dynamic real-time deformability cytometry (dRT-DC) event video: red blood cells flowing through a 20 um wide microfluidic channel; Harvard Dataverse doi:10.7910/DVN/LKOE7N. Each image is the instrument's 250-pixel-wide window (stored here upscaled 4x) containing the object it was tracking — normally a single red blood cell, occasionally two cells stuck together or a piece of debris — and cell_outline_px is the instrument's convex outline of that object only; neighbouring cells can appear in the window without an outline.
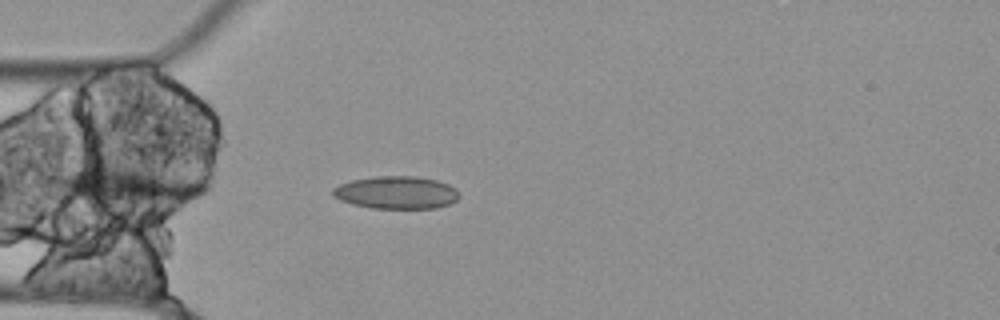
{"species": "Egyptian fruit bat (a non-hibernating species)", "species_latin": "Rousettus aegyptiacus", "temperature_condition": "cold", "stored_images_in_passage": 5, "segment_of_instrument_passage": [1, 2], "camera_frame_rate_fps": 3000, "um_per_image_px": 0.085, "animal": {"sex": "female"}, "frame": {"image": 1, "passage_image": 1, "time_ms": 0.0, "image_size_px": [1000, 320], "cell_outline_px": [[460, 196], [456, 200], [448, 204], [436, 208], [372, 208], [352, 204], [340, 200], [332, 196], [332, 188], [340, 184], [352, 180], [376, 176], [416, 176], [436, 180], [448, 184], [456, 188]], "centroid_in_image_um": [33.68, 16.36], "position_along_channel_um": 51.3, "area_um2": 24.1}}